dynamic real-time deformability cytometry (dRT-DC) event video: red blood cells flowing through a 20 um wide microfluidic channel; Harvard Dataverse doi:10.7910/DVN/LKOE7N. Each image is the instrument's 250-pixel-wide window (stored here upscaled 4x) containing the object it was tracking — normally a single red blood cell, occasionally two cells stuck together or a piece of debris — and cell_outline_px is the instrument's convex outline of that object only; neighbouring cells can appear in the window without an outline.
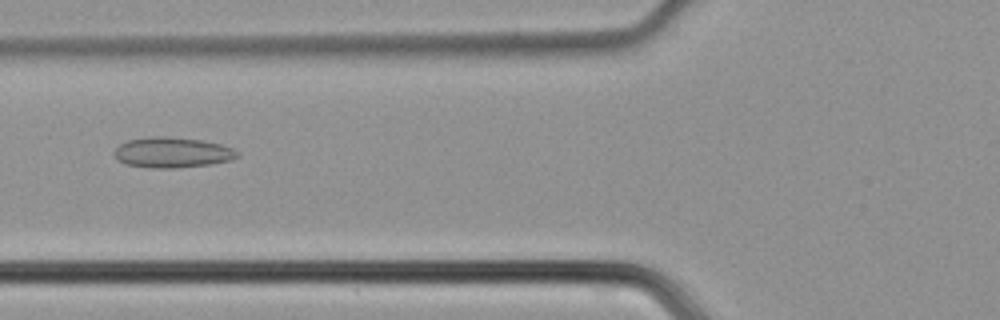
{"species": "common noctule bat (a hibernating species)", "species_latin": "Nyctalus noctula", "temperature_condition": "cold", "stored_images_in_passage": 46, "camera_frame_rate_fps": 3000, "um_per_image_px": 0.085, "animal": {"sex": "male", "body_mass_g": 21.5, "forearm_length_mm": 52.0}, "frame": {"image": 1, "passage_image": 18, "time_ms": 5.667, "image_size_px": [1000, 320], "cell_outline_px": [[240, 156], [232, 160], [208, 164], [176, 168], [152, 168], [124, 164], [112, 152], [120, 144], [128, 140], [152, 136], [168, 136], [200, 140], [220, 144], [232, 148], [240, 152]], "centroid_in_image_um": [14.66, 12.96], "position_along_channel_um": 111.1, "area_um2": 21.85}}
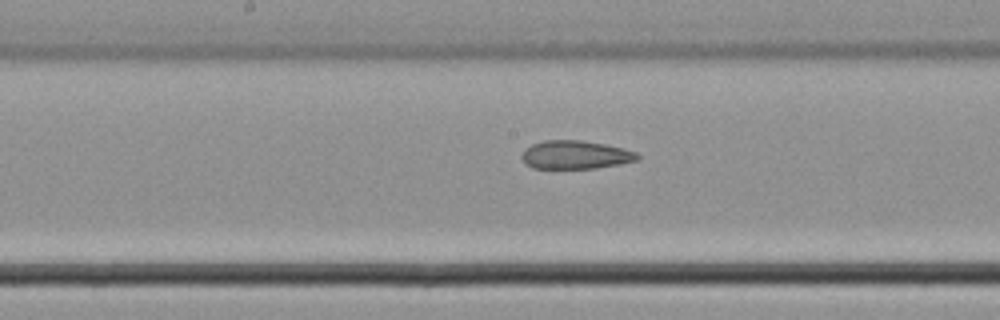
{"frame": {"image": 2, "passage_image": 24, "time_ms": 7.667, "image_size_px": [1000, 320], "cell_outline_px": [[640, 160], [620, 164], [596, 168], [532, 168], [520, 156], [524, 148], [532, 144], [544, 140], [580, 140], [604, 144], [624, 148], [636, 152], [640, 156]], "centroid_in_image_um": [48.93, 13.15], "position_along_channel_um": 199.3, "area_um2": 19.19}}
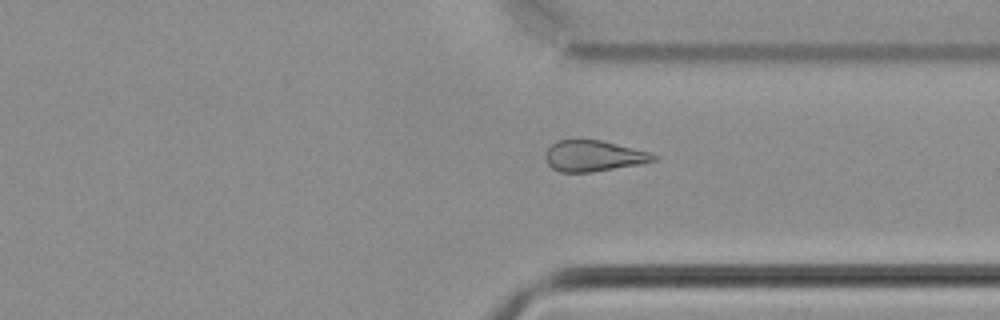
{"frame": {"image": 3, "passage_image": 35, "time_ms": 11.333, "image_size_px": [1000, 320], "cell_outline_px": [[660, 156], [656, 160], [640, 164], [592, 172], [560, 172], [552, 168], [548, 164], [544, 156], [548, 148], [556, 140], [600, 140], [648, 152]], "centroid_in_image_um": [50.43, 13.26], "position_along_channel_um": 361.0, "area_um2": 19.36}}